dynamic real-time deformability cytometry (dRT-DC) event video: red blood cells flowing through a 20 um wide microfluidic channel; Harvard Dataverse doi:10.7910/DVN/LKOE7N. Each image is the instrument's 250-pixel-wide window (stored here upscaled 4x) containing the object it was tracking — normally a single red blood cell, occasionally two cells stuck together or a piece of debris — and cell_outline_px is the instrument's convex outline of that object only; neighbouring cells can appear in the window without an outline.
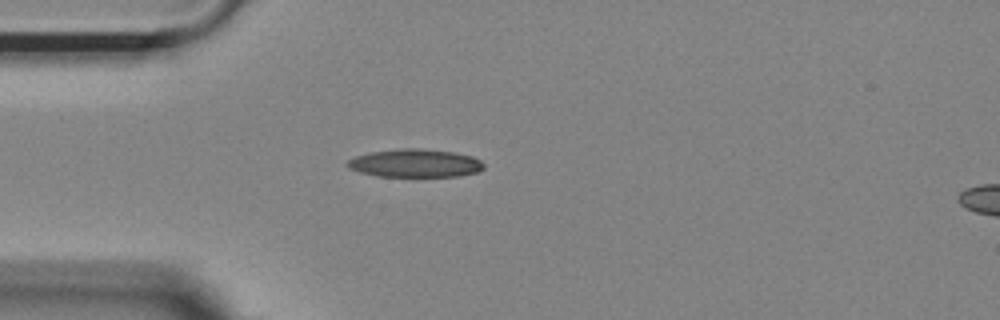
{"species": "Egyptian fruit bat (a non-hibernating species)", "species_latin": "Rousettus aegyptiacus", "temperature_condition": "room temperature", "stored_images_in_passage": 40, "camera_frame_rate_fps": 3000, "um_per_image_px": 0.085, "animal": {"sex": "female"}, "frame": {"image": 1, "passage_image": 1, "time_ms": 0.0, "image_size_px": [1000, 320], "cell_outline_px": [[484, 168], [476, 172], [460, 176], [376, 176], [360, 172], [348, 168], [344, 164], [348, 160], [356, 156], [368, 152], [400, 148], [420, 148], [452, 152], [472, 156], [480, 160], [484, 164]], "centroid_in_image_um": [35.25, 13.86], "position_along_channel_um": 49.8, "area_um2": 22.43}}
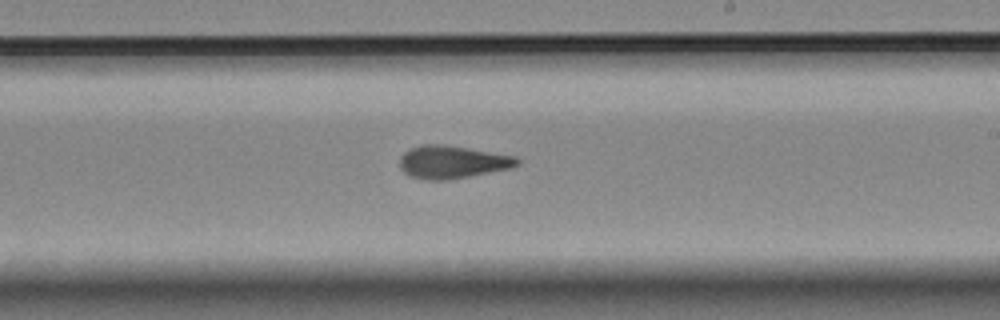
{"frame": {"image": 2, "passage_image": 18, "time_ms": 5.667, "image_size_px": [1000, 320], "cell_outline_px": [[520, 164], [512, 168], [448, 180], [428, 180], [408, 176], [400, 168], [400, 156], [404, 152], [420, 144], [440, 144], [468, 148], [516, 156], [520, 160]], "centroid_in_image_um": [38.44, 13.77], "position_along_channel_um": 250.6, "area_um2": 22.54}}
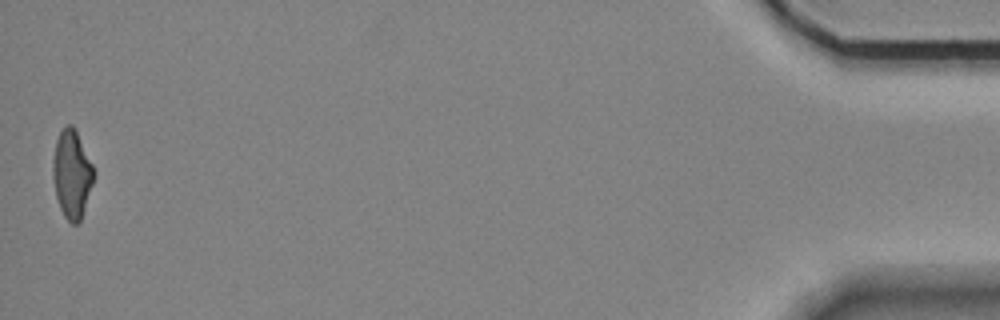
{"frame": {"image": 3, "passage_image": 40, "time_ms": 13.0, "image_size_px": [1000, 320], "cell_outline_px": [[96, 176], [80, 224], [72, 224], [64, 216], [60, 208], [56, 196], [52, 176], [52, 160], [56, 140], [64, 124], [72, 124], [96, 172]], "centroid_in_image_um": [6.12, 14.83], "position_along_channel_um": 429.1, "area_um2": 21.33}, "authors_computed_cell_mechanics": {"area_um2": 22.0507, "velocity_mm_per_s": 3.7029, "shape_relaxation_time_tau1_ms": 10.6509, "shape_relaxation_time_tau2_ms": 2.1331, "deformation_change_tau1": 0.2617, "deformation_change_tau2": 0.096}}